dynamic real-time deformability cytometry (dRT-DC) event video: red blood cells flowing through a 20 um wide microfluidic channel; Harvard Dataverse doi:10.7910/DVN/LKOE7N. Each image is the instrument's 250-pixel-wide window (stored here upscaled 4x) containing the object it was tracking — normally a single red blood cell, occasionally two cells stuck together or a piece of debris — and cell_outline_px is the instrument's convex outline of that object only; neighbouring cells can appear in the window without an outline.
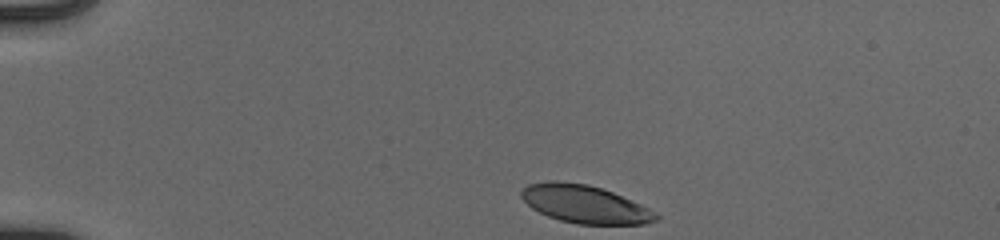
{"species": "human", "species_latin": "Homo sapiens", "temperature_condition": "cold", "stored_images_in_passage": 12, "camera_frame_rate_fps": 3000, "um_per_image_px": 0.085, "donor": {"sex": "male"}, "frame": {"image": 1, "passage_image": 1, "time_ms": 0.0, "image_size_px": [1000, 240], "cell_outline_px": [[660, 216], [656, 220], [644, 224], [576, 224], [560, 220], [548, 216], [532, 208], [520, 196], [520, 192], [528, 184], [552, 180], [556, 180], [588, 184], [612, 192], [640, 204], [656, 212]], "centroid_in_image_um": [49.7, 17.35], "position_along_channel_um": 35.3, "area_um2": 29.59}}
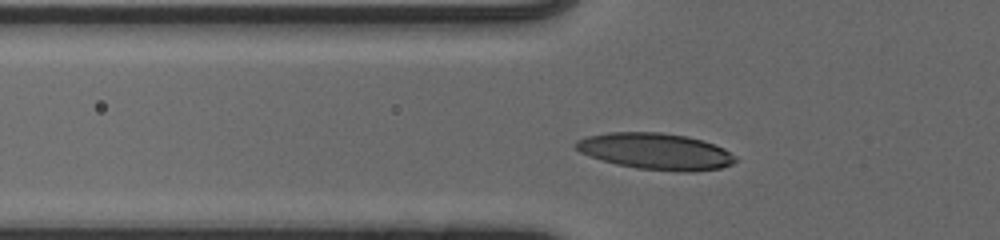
{"frame": {"image": 2, "passage_image": 9, "time_ms": 2.667, "image_size_px": [1000, 240], "cell_outline_px": [[736, 160], [732, 164], [720, 168], [692, 172], [676, 172], [636, 168], [616, 164], [600, 160], [588, 156], [580, 152], [572, 144], [576, 140], [588, 136], [608, 132], [660, 132], [684, 136], [700, 140], [724, 148], [736, 156]], "centroid_in_image_um": [55.69, 12.87], "position_along_channel_um": 70.1, "area_um2": 33.99}}
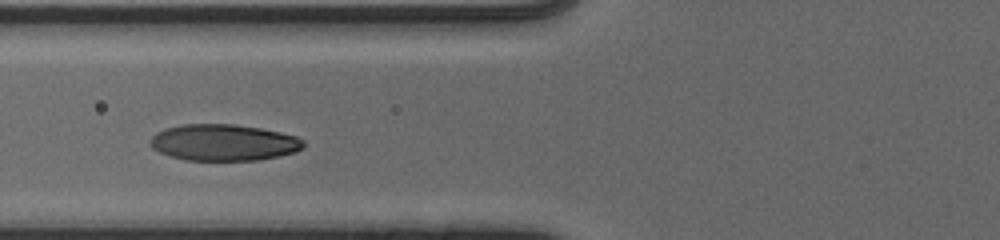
{"frame": {"image": 3, "passage_image": 12, "time_ms": 3.667, "image_size_px": [1000, 240], "cell_outline_px": [[304, 144], [296, 152], [280, 156], [260, 160], [184, 160], [168, 156], [152, 148], [148, 144], [148, 140], [156, 132], [164, 128], [180, 124], [236, 124], [260, 128], [280, 132], [296, 136], [304, 140]], "centroid_in_image_um": [18.96, 12.11], "position_along_channel_um": 106.8, "area_um2": 32.89}}